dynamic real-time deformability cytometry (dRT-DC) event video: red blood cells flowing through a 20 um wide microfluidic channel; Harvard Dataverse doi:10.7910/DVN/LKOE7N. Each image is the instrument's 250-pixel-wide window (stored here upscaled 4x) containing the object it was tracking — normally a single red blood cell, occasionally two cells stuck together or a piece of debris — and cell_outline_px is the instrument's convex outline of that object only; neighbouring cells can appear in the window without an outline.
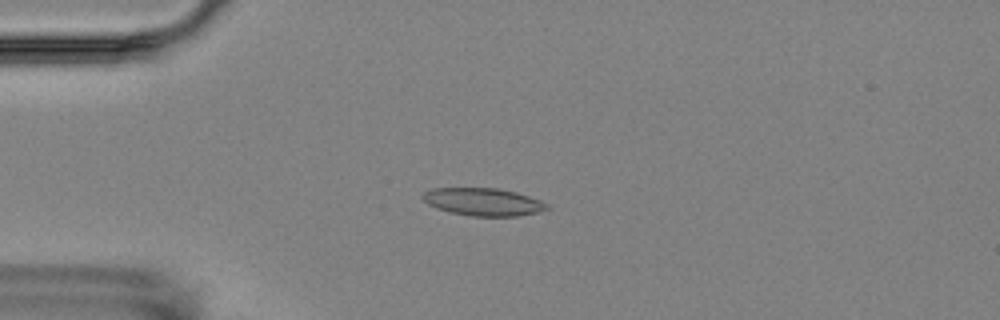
{"species": "Egyptian fruit bat (a non-hibernating species)", "species_latin": "Rousettus aegyptiacus", "temperature_condition": "room temperature", "stored_images_in_passage": 15, "camera_frame_rate_fps": 3000, "um_per_image_px": 0.085, "animal": {"sex": "female"}, "frame": {"image": 1, "passage_image": 3, "time_ms": 2.667, "image_size_px": [1000, 320], "cell_outline_px": [[548, 208], [540, 212], [516, 216], [472, 216], [448, 212], [436, 208], [428, 204], [420, 196], [424, 192], [432, 188], [496, 188], [516, 192], [540, 200], [548, 204]], "centroid_in_image_um": [41.05, 17.16], "position_along_channel_um": 44.0, "area_um2": 20.06}}
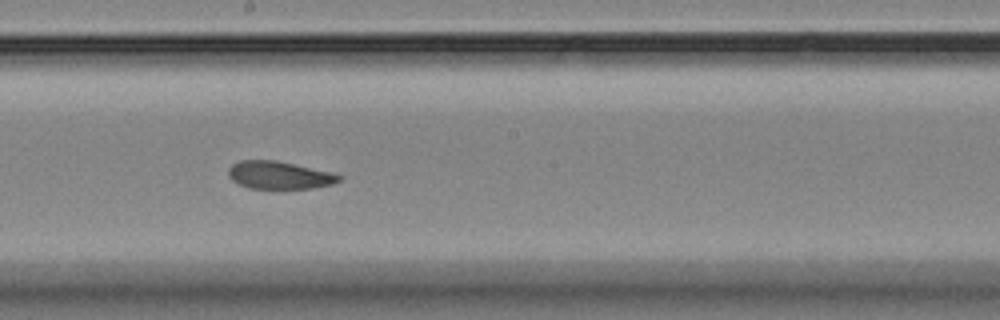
{"frame": {"image": 2, "passage_image": 8, "time_ms": 8.333, "image_size_px": [1000, 320], "cell_outline_px": [[344, 176], [340, 180], [332, 184], [312, 188], [248, 188], [232, 180], [228, 176], [228, 168], [232, 164], [240, 160], [276, 160], [332, 172]], "centroid_in_image_um": [23.74, 14.88], "position_along_channel_um": 224.5, "area_um2": 17.86}}
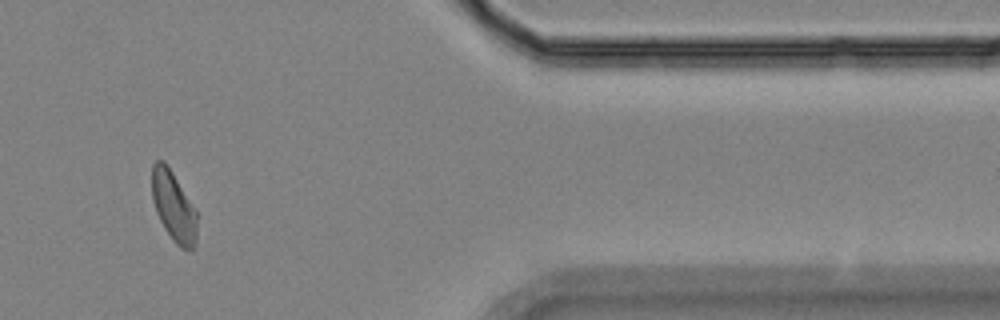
{"frame": {"image": 3, "passage_image": 13, "time_ms": 14.0, "image_size_px": [1000, 320], "cell_outline_px": [[196, 244], [192, 248], [180, 248], [176, 244], [164, 228], [156, 212], [152, 200], [152, 164], [156, 160], [164, 160], [196, 208]], "centroid_in_image_um": [14.74, 17.52], "position_along_channel_um": 396.7, "area_um2": 18.38}, "authors_computed_cell_mechanics": {"area_um2": 19.0162, "velocity_mm_per_s": 3.5479, "shape_relaxation_time_tau1_ms": null, "shape_relaxation_time_tau2_ms": 1.6388, "deformation_change_tau1": null, "deformation_change_tau2": 0.0711}}